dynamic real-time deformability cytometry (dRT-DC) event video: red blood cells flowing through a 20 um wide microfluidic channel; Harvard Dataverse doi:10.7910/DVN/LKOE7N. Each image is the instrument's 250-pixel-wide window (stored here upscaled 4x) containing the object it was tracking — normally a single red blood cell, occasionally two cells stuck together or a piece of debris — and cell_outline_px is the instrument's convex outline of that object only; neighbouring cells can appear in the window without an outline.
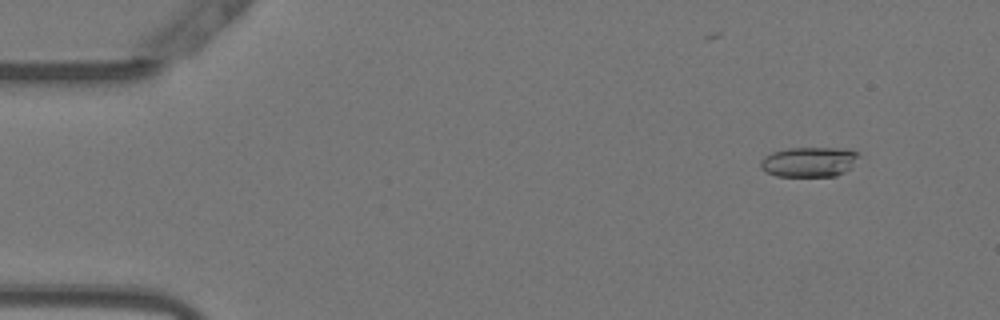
{"species": "Egyptian fruit bat (a non-hibernating species)", "species_latin": "Rousettus aegyptiacus", "temperature_condition": "warm", "stored_images_in_passage": 50, "camera_frame_rate_fps": 3000, "um_per_image_px": 0.085, "animal": {"sex": "female"}, "frame": {"image": 1, "passage_image": 2, "time_ms": 0.333, "image_size_px": [1000, 320], "cell_outline_px": [[860, 156], [844, 172], [836, 176], [776, 176], [760, 168], [760, 160], [764, 156], [772, 152], [788, 148], [844, 148], [856, 152]], "centroid_in_image_um": [68.73, 13.75], "position_along_channel_um": 16.3, "area_um2": 17.05}}
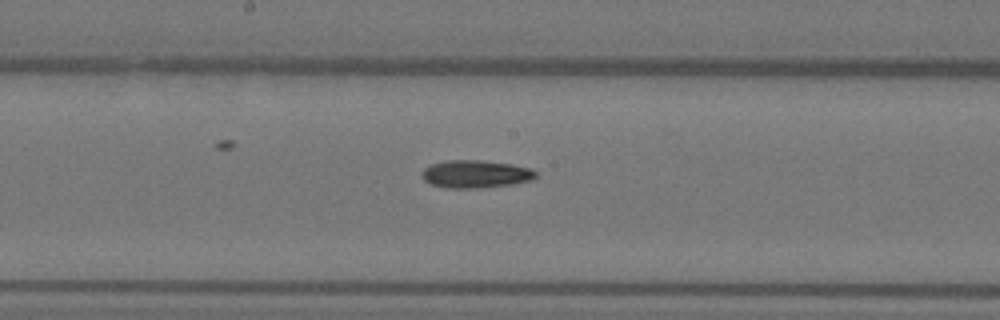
{"frame": {"image": 2, "passage_image": 25, "time_ms": 8.0, "image_size_px": [1000, 320], "cell_outline_px": [[536, 176], [532, 180], [508, 184], [476, 188], [444, 188], [432, 184], [424, 180], [424, 168], [432, 164], [448, 160], [480, 160], [512, 164], [528, 168], [536, 172]], "centroid_in_image_um": [40.42, 14.79], "position_along_channel_um": 207.8, "area_um2": 18.03}}
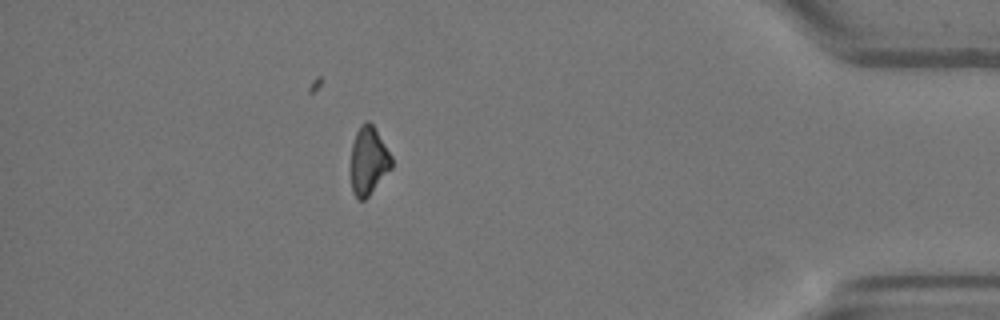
{"frame": {"image": 3, "passage_image": 44, "time_ms": 14.333, "image_size_px": [1000, 320], "cell_outline_px": [[392, 168], [368, 196], [364, 200], [360, 200], [352, 192], [352, 144], [356, 132], [360, 124], [364, 120], [368, 120], [372, 124], [392, 156]], "centroid_in_image_um": [31.34, 13.64], "position_along_channel_um": 403.9, "area_um2": 15.95}}